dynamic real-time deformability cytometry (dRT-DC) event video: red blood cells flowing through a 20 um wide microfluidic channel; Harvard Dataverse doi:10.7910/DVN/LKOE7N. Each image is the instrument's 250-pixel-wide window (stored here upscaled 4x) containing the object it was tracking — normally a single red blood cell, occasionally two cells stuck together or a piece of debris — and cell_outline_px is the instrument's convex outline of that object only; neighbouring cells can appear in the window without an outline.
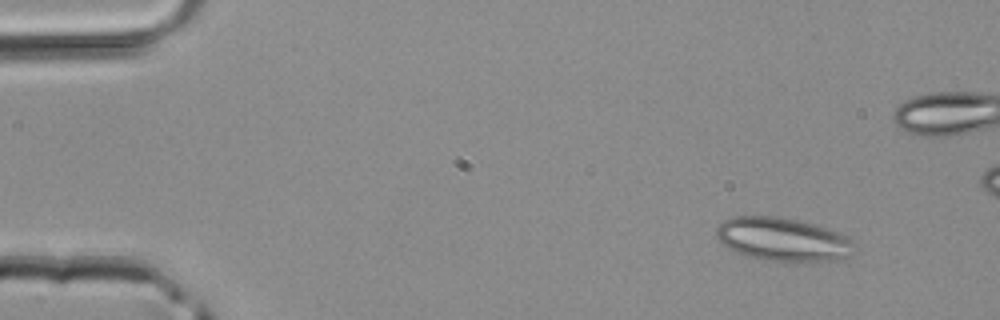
{"species": "common noctule bat (a hibernating species)", "species_latin": "Nyctalus noctula", "temperature_condition": "room temperature", "stored_images_in_passage": 4, "camera_frame_rate_fps": 3000, "um_per_image_px": 0.085, "animal": {"sex": "male", "body_mass_g": 20.4}, "frame": {"image": 1, "passage_image": 1, "time_ms": 0.0, "image_size_px": [1000, 320], "cell_outline_px": [[852, 256], [836, 260], [784, 264], [744, 256], [728, 248], [716, 236], [716, 228], [724, 220], [732, 216], [776, 216], [796, 220], [828, 228], [848, 236], [852, 240]], "centroid_in_image_um": [66.54, 20.39], "position_along_channel_um": 18.5, "area_um2": 35.6}}